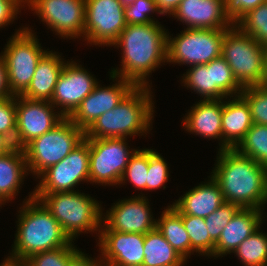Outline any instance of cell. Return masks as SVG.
I'll use <instances>...</instances> for the list:
<instances>
[{
	"label": "cell",
	"instance_id": "6da1fadb",
	"mask_svg": "<svg viewBox=\"0 0 267 266\" xmlns=\"http://www.w3.org/2000/svg\"><path fill=\"white\" fill-rule=\"evenodd\" d=\"M167 33L159 22L128 24L112 44L123 50L122 68H113L109 73L135 86L149 87V74L167 62Z\"/></svg>",
	"mask_w": 267,
	"mask_h": 266
},
{
	"label": "cell",
	"instance_id": "7a4b0ae2",
	"mask_svg": "<svg viewBox=\"0 0 267 266\" xmlns=\"http://www.w3.org/2000/svg\"><path fill=\"white\" fill-rule=\"evenodd\" d=\"M216 159L211 176L219 184L224 201L261 209L267 200V168L235 149L219 150Z\"/></svg>",
	"mask_w": 267,
	"mask_h": 266
},
{
	"label": "cell",
	"instance_id": "3957f363",
	"mask_svg": "<svg viewBox=\"0 0 267 266\" xmlns=\"http://www.w3.org/2000/svg\"><path fill=\"white\" fill-rule=\"evenodd\" d=\"M33 195L34 192L29 194L19 208L17 233L7 260L23 263L33 254L58 249L71 241L58 221Z\"/></svg>",
	"mask_w": 267,
	"mask_h": 266
},
{
	"label": "cell",
	"instance_id": "277c9868",
	"mask_svg": "<svg viewBox=\"0 0 267 266\" xmlns=\"http://www.w3.org/2000/svg\"><path fill=\"white\" fill-rule=\"evenodd\" d=\"M135 86L113 109L98 117L84 132L85 138H126L150 131L154 118L152 91Z\"/></svg>",
	"mask_w": 267,
	"mask_h": 266
},
{
	"label": "cell",
	"instance_id": "5b68a950",
	"mask_svg": "<svg viewBox=\"0 0 267 266\" xmlns=\"http://www.w3.org/2000/svg\"><path fill=\"white\" fill-rule=\"evenodd\" d=\"M58 221L70 240H75L83 231L100 234L102 207L88 194L78 191L34 194ZM75 238V239H74Z\"/></svg>",
	"mask_w": 267,
	"mask_h": 266
},
{
	"label": "cell",
	"instance_id": "8992f818",
	"mask_svg": "<svg viewBox=\"0 0 267 266\" xmlns=\"http://www.w3.org/2000/svg\"><path fill=\"white\" fill-rule=\"evenodd\" d=\"M221 56L243 88L263 84L266 47L244 33L236 24L225 31Z\"/></svg>",
	"mask_w": 267,
	"mask_h": 266
},
{
	"label": "cell",
	"instance_id": "52a82bcc",
	"mask_svg": "<svg viewBox=\"0 0 267 266\" xmlns=\"http://www.w3.org/2000/svg\"><path fill=\"white\" fill-rule=\"evenodd\" d=\"M84 138V131L69 118H64L52 130L22 148L28 172L38 178L47 168L62 161Z\"/></svg>",
	"mask_w": 267,
	"mask_h": 266
},
{
	"label": "cell",
	"instance_id": "ba28073f",
	"mask_svg": "<svg viewBox=\"0 0 267 266\" xmlns=\"http://www.w3.org/2000/svg\"><path fill=\"white\" fill-rule=\"evenodd\" d=\"M36 36L29 27L18 29L0 54L14 96L21 95L28 88L40 59L48 52L42 49Z\"/></svg>",
	"mask_w": 267,
	"mask_h": 266
},
{
	"label": "cell",
	"instance_id": "9c48e42d",
	"mask_svg": "<svg viewBox=\"0 0 267 266\" xmlns=\"http://www.w3.org/2000/svg\"><path fill=\"white\" fill-rule=\"evenodd\" d=\"M227 29L186 28L174 38L167 33V62L190 67L211 62L221 56Z\"/></svg>",
	"mask_w": 267,
	"mask_h": 266
},
{
	"label": "cell",
	"instance_id": "30bf717a",
	"mask_svg": "<svg viewBox=\"0 0 267 266\" xmlns=\"http://www.w3.org/2000/svg\"><path fill=\"white\" fill-rule=\"evenodd\" d=\"M84 139L89 143V182L119 185L129 158L135 152L128 148L127 138Z\"/></svg>",
	"mask_w": 267,
	"mask_h": 266
},
{
	"label": "cell",
	"instance_id": "8fae6325",
	"mask_svg": "<svg viewBox=\"0 0 267 266\" xmlns=\"http://www.w3.org/2000/svg\"><path fill=\"white\" fill-rule=\"evenodd\" d=\"M38 178L40 182L34 194L72 192L80 182H88L89 143L84 139L62 161L47 168Z\"/></svg>",
	"mask_w": 267,
	"mask_h": 266
},
{
	"label": "cell",
	"instance_id": "7c38bea8",
	"mask_svg": "<svg viewBox=\"0 0 267 266\" xmlns=\"http://www.w3.org/2000/svg\"><path fill=\"white\" fill-rule=\"evenodd\" d=\"M126 26L119 0H85L84 40L89 44L110 46Z\"/></svg>",
	"mask_w": 267,
	"mask_h": 266
},
{
	"label": "cell",
	"instance_id": "4fadbf2b",
	"mask_svg": "<svg viewBox=\"0 0 267 266\" xmlns=\"http://www.w3.org/2000/svg\"><path fill=\"white\" fill-rule=\"evenodd\" d=\"M40 20L63 38L84 37L85 0H25Z\"/></svg>",
	"mask_w": 267,
	"mask_h": 266
},
{
	"label": "cell",
	"instance_id": "5bb4252c",
	"mask_svg": "<svg viewBox=\"0 0 267 266\" xmlns=\"http://www.w3.org/2000/svg\"><path fill=\"white\" fill-rule=\"evenodd\" d=\"M54 108L49 101L29 100L20 95L16 96L15 147L22 149L34 138L52 130L65 118Z\"/></svg>",
	"mask_w": 267,
	"mask_h": 266
},
{
	"label": "cell",
	"instance_id": "9a60e30c",
	"mask_svg": "<svg viewBox=\"0 0 267 266\" xmlns=\"http://www.w3.org/2000/svg\"><path fill=\"white\" fill-rule=\"evenodd\" d=\"M81 66L74 61H67L65 63L57 79V84L50 101L55 108L60 109L58 112L65 118H68L76 110L82 100L99 83L91 73H88Z\"/></svg>",
	"mask_w": 267,
	"mask_h": 266
},
{
	"label": "cell",
	"instance_id": "2e32d148",
	"mask_svg": "<svg viewBox=\"0 0 267 266\" xmlns=\"http://www.w3.org/2000/svg\"><path fill=\"white\" fill-rule=\"evenodd\" d=\"M111 78L113 81L118 82L107 87H100V84H97L93 91L82 100L76 110L68 117L84 132L98 117L116 107L135 87L132 82L121 77L110 74Z\"/></svg>",
	"mask_w": 267,
	"mask_h": 266
},
{
	"label": "cell",
	"instance_id": "e0dca14e",
	"mask_svg": "<svg viewBox=\"0 0 267 266\" xmlns=\"http://www.w3.org/2000/svg\"><path fill=\"white\" fill-rule=\"evenodd\" d=\"M98 237L100 257L104 266L143 265L145 234L110 230L103 223Z\"/></svg>",
	"mask_w": 267,
	"mask_h": 266
},
{
	"label": "cell",
	"instance_id": "ac0fdd59",
	"mask_svg": "<svg viewBox=\"0 0 267 266\" xmlns=\"http://www.w3.org/2000/svg\"><path fill=\"white\" fill-rule=\"evenodd\" d=\"M109 210L102 216V223L110 230L146 234L156 228L157 219H153L148 199L143 194L119 200Z\"/></svg>",
	"mask_w": 267,
	"mask_h": 266
},
{
	"label": "cell",
	"instance_id": "d6986e66",
	"mask_svg": "<svg viewBox=\"0 0 267 266\" xmlns=\"http://www.w3.org/2000/svg\"><path fill=\"white\" fill-rule=\"evenodd\" d=\"M172 17L191 29H223L234 24L225 0H182Z\"/></svg>",
	"mask_w": 267,
	"mask_h": 266
},
{
	"label": "cell",
	"instance_id": "ffe728a7",
	"mask_svg": "<svg viewBox=\"0 0 267 266\" xmlns=\"http://www.w3.org/2000/svg\"><path fill=\"white\" fill-rule=\"evenodd\" d=\"M263 210L240 208L223 229L215 243V257L231 254L263 223Z\"/></svg>",
	"mask_w": 267,
	"mask_h": 266
},
{
	"label": "cell",
	"instance_id": "44dd1931",
	"mask_svg": "<svg viewBox=\"0 0 267 266\" xmlns=\"http://www.w3.org/2000/svg\"><path fill=\"white\" fill-rule=\"evenodd\" d=\"M224 198L217 181L210 176L208 182L199 184L180 197L171 207L179 215H192L206 218L216 211Z\"/></svg>",
	"mask_w": 267,
	"mask_h": 266
},
{
	"label": "cell",
	"instance_id": "7402d4cb",
	"mask_svg": "<svg viewBox=\"0 0 267 266\" xmlns=\"http://www.w3.org/2000/svg\"><path fill=\"white\" fill-rule=\"evenodd\" d=\"M224 99L199 100L183 119V126L191 134L219 139L222 150V112Z\"/></svg>",
	"mask_w": 267,
	"mask_h": 266
},
{
	"label": "cell",
	"instance_id": "603a6c76",
	"mask_svg": "<svg viewBox=\"0 0 267 266\" xmlns=\"http://www.w3.org/2000/svg\"><path fill=\"white\" fill-rule=\"evenodd\" d=\"M223 101L222 150L234 149L254 124L247 102L239 95Z\"/></svg>",
	"mask_w": 267,
	"mask_h": 266
},
{
	"label": "cell",
	"instance_id": "cb8c5ba5",
	"mask_svg": "<svg viewBox=\"0 0 267 266\" xmlns=\"http://www.w3.org/2000/svg\"><path fill=\"white\" fill-rule=\"evenodd\" d=\"M57 54L51 50L40 59L30 85L20 96L29 100L51 101L57 79L66 63Z\"/></svg>",
	"mask_w": 267,
	"mask_h": 266
},
{
	"label": "cell",
	"instance_id": "d4e9b609",
	"mask_svg": "<svg viewBox=\"0 0 267 266\" xmlns=\"http://www.w3.org/2000/svg\"><path fill=\"white\" fill-rule=\"evenodd\" d=\"M27 171L23 149L14 147L0 156V205L16 197Z\"/></svg>",
	"mask_w": 267,
	"mask_h": 266
},
{
	"label": "cell",
	"instance_id": "484cf974",
	"mask_svg": "<svg viewBox=\"0 0 267 266\" xmlns=\"http://www.w3.org/2000/svg\"><path fill=\"white\" fill-rule=\"evenodd\" d=\"M185 262L157 227L145 234L142 266H183Z\"/></svg>",
	"mask_w": 267,
	"mask_h": 266
},
{
	"label": "cell",
	"instance_id": "4316f807",
	"mask_svg": "<svg viewBox=\"0 0 267 266\" xmlns=\"http://www.w3.org/2000/svg\"><path fill=\"white\" fill-rule=\"evenodd\" d=\"M157 229L166 241L185 259L190 257V239L182 222V217L168 206L157 220Z\"/></svg>",
	"mask_w": 267,
	"mask_h": 266
},
{
	"label": "cell",
	"instance_id": "83f0119b",
	"mask_svg": "<svg viewBox=\"0 0 267 266\" xmlns=\"http://www.w3.org/2000/svg\"><path fill=\"white\" fill-rule=\"evenodd\" d=\"M182 77L184 86L201 94L203 100L227 98L216 85H213L212 68H208V63L191 66Z\"/></svg>",
	"mask_w": 267,
	"mask_h": 266
},
{
	"label": "cell",
	"instance_id": "f1b7e54d",
	"mask_svg": "<svg viewBox=\"0 0 267 266\" xmlns=\"http://www.w3.org/2000/svg\"><path fill=\"white\" fill-rule=\"evenodd\" d=\"M190 239V255L198 252L200 255L215 257V242L210 238L205 224V218L192 215H180Z\"/></svg>",
	"mask_w": 267,
	"mask_h": 266
},
{
	"label": "cell",
	"instance_id": "f546056e",
	"mask_svg": "<svg viewBox=\"0 0 267 266\" xmlns=\"http://www.w3.org/2000/svg\"><path fill=\"white\" fill-rule=\"evenodd\" d=\"M234 149L267 168V125L253 124Z\"/></svg>",
	"mask_w": 267,
	"mask_h": 266
},
{
	"label": "cell",
	"instance_id": "4dcf8cb0",
	"mask_svg": "<svg viewBox=\"0 0 267 266\" xmlns=\"http://www.w3.org/2000/svg\"><path fill=\"white\" fill-rule=\"evenodd\" d=\"M260 227L246 238L233 253L244 266H267V233Z\"/></svg>",
	"mask_w": 267,
	"mask_h": 266
},
{
	"label": "cell",
	"instance_id": "1f68e13d",
	"mask_svg": "<svg viewBox=\"0 0 267 266\" xmlns=\"http://www.w3.org/2000/svg\"><path fill=\"white\" fill-rule=\"evenodd\" d=\"M235 24L244 33L267 47V1L249 10Z\"/></svg>",
	"mask_w": 267,
	"mask_h": 266
},
{
	"label": "cell",
	"instance_id": "d6a6232c",
	"mask_svg": "<svg viewBox=\"0 0 267 266\" xmlns=\"http://www.w3.org/2000/svg\"><path fill=\"white\" fill-rule=\"evenodd\" d=\"M208 68H212L213 85L227 98L240 95L243 87L236 81L231 67L222 56L209 62Z\"/></svg>",
	"mask_w": 267,
	"mask_h": 266
},
{
	"label": "cell",
	"instance_id": "836d02e7",
	"mask_svg": "<svg viewBox=\"0 0 267 266\" xmlns=\"http://www.w3.org/2000/svg\"><path fill=\"white\" fill-rule=\"evenodd\" d=\"M149 167V149H137L129 158V162L120 180V184L130 181L135 188L146 190ZM126 180V181H125Z\"/></svg>",
	"mask_w": 267,
	"mask_h": 266
},
{
	"label": "cell",
	"instance_id": "e575fe53",
	"mask_svg": "<svg viewBox=\"0 0 267 266\" xmlns=\"http://www.w3.org/2000/svg\"><path fill=\"white\" fill-rule=\"evenodd\" d=\"M70 241L66 246L51 251L39 252L31 255L24 262V266H67L69 261L79 252Z\"/></svg>",
	"mask_w": 267,
	"mask_h": 266
},
{
	"label": "cell",
	"instance_id": "d590c367",
	"mask_svg": "<svg viewBox=\"0 0 267 266\" xmlns=\"http://www.w3.org/2000/svg\"><path fill=\"white\" fill-rule=\"evenodd\" d=\"M240 96L247 102L254 124L267 125V87L248 86Z\"/></svg>",
	"mask_w": 267,
	"mask_h": 266
},
{
	"label": "cell",
	"instance_id": "8d00e7d4",
	"mask_svg": "<svg viewBox=\"0 0 267 266\" xmlns=\"http://www.w3.org/2000/svg\"><path fill=\"white\" fill-rule=\"evenodd\" d=\"M241 207L235 203L224 202L216 211L205 218L210 238L216 243L229 221Z\"/></svg>",
	"mask_w": 267,
	"mask_h": 266
},
{
	"label": "cell",
	"instance_id": "74e56055",
	"mask_svg": "<svg viewBox=\"0 0 267 266\" xmlns=\"http://www.w3.org/2000/svg\"><path fill=\"white\" fill-rule=\"evenodd\" d=\"M168 164L156 150L149 149V167L146 181V190H155L168 181Z\"/></svg>",
	"mask_w": 267,
	"mask_h": 266
},
{
	"label": "cell",
	"instance_id": "f35d334b",
	"mask_svg": "<svg viewBox=\"0 0 267 266\" xmlns=\"http://www.w3.org/2000/svg\"><path fill=\"white\" fill-rule=\"evenodd\" d=\"M151 12L159 13L155 0H136L133 4L124 7V18L127 25L158 22L151 18L153 16H148Z\"/></svg>",
	"mask_w": 267,
	"mask_h": 266
},
{
	"label": "cell",
	"instance_id": "ab89813d",
	"mask_svg": "<svg viewBox=\"0 0 267 266\" xmlns=\"http://www.w3.org/2000/svg\"><path fill=\"white\" fill-rule=\"evenodd\" d=\"M16 96L0 99V133L14 144L16 135Z\"/></svg>",
	"mask_w": 267,
	"mask_h": 266
},
{
	"label": "cell",
	"instance_id": "60d3db41",
	"mask_svg": "<svg viewBox=\"0 0 267 266\" xmlns=\"http://www.w3.org/2000/svg\"><path fill=\"white\" fill-rule=\"evenodd\" d=\"M267 0H225V6L230 20L235 24L249 10Z\"/></svg>",
	"mask_w": 267,
	"mask_h": 266
},
{
	"label": "cell",
	"instance_id": "b9f144b4",
	"mask_svg": "<svg viewBox=\"0 0 267 266\" xmlns=\"http://www.w3.org/2000/svg\"><path fill=\"white\" fill-rule=\"evenodd\" d=\"M24 4H26L25 0H0V28L10 25L21 12L19 10L25 6Z\"/></svg>",
	"mask_w": 267,
	"mask_h": 266
},
{
	"label": "cell",
	"instance_id": "7bdbcfd3",
	"mask_svg": "<svg viewBox=\"0 0 267 266\" xmlns=\"http://www.w3.org/2000/svg\"><path fill=\"white\" fill-rule=\"evenodd\" d=\"M67 266H104L102 259H93L82 251H79L67 264Z\"/></svg>",
	"mask_w": 267,
	"mask_h": 266
},
{
	"label": "cell",
	"instance_id": "ee69618b",
	"mask_svg": "<svg viewBox=\"0 0 267 266\" xmlns=\"http://www.w3.org/2000/svg\"><path fill=\"white\" fill-rule=\"evenodd\" d=\"M14 96L8 85L7 68L4 59L0 56V99Z\"/></svg>",
	"mask_w": 267,
	"mask_h": 266
},
{
	"label": "cell",
	"instance_id": "f6af8a7d",
	"mask_svg": "<svg viewBox=\"0 0 267 266\" xmlns=\"http://www.w3.org/2000/svg\"><path fill=\"white\" fill-rule=\"evenodd\" d=\"M182 0H155L160 15H172Z\"/></svg>",
	"mask_w": 267,
	"mask_h": 266
},
{
	"label": "cell",
	"instance_id": "bcb514c9",
	"mask_svg": "<svg viewBox=\"0 0 267 266\" xmlns=\"http://www.w3.org/2000/svg\"><path fill=\"white\" fill-rule=\"evenodd\" d=\"M13 148V142L7 136L0 133V156L6 154Z\"/></svg>",
	"mask_w": 267,
	"mask_h": 266
},
{
	"label": "cell",
	"instance_id": "7dc6e473",
	"mask_svg": "<svg viewBox=\"0 0 267 266\" xmlns=\"http://www.w3.org/2000/svg\"><path fill=\"white\" fill-rule=\"evenodd\" d=\"M0 266H24V265L23 263L13 262L5 259L4 262L0 264Z\"/></svg>",
	"mask_w": 267,
	"mask_h": 266
},
{
	"label": "cell",
	"instance_id": "c3c4849f",
	"mask_svg": "<svg viewBox=\"0 0 267 266\" xmlns=\"http://www.w3.org/2000/svg\"><path fill=\"white\" fill-rule=\"evenodd\" d=\"M262 85L267 87V47H266L265 76H264V82Z\"/></svg>",
	"mask_w": 267,
	"mask_h": 266
},
{
	"label": "cell",
	"instance_id": "681fc988",
	"mask_svg": "<svg viewBox=\"0 0 267 266\" xmlns=\"http://www.w3.org/2000/svg\"><path fill=\"white\" fill-rule=\"evenodd\" d=\"M136 0H119V2L125 7L130 4H133Z\"/></svg>",
	"mask_w": 267,
	"mask_h": 266
},
{
	"label": "cell",
	"instance_id": "f907efd6",
	"mask_svg": "<svg viewBox=\"0 0 267 266\" xmlns=\"http://www.w3.org/2000/svg\"><path fill=\"white\" fill-rule=\"evenodd\" d=\"M267 204V200L264 202V204L261 207V210L265 207V205Z\"/></svg>",
	"mask_w": 267,
	"mask_h": 266
}]
</instances>
